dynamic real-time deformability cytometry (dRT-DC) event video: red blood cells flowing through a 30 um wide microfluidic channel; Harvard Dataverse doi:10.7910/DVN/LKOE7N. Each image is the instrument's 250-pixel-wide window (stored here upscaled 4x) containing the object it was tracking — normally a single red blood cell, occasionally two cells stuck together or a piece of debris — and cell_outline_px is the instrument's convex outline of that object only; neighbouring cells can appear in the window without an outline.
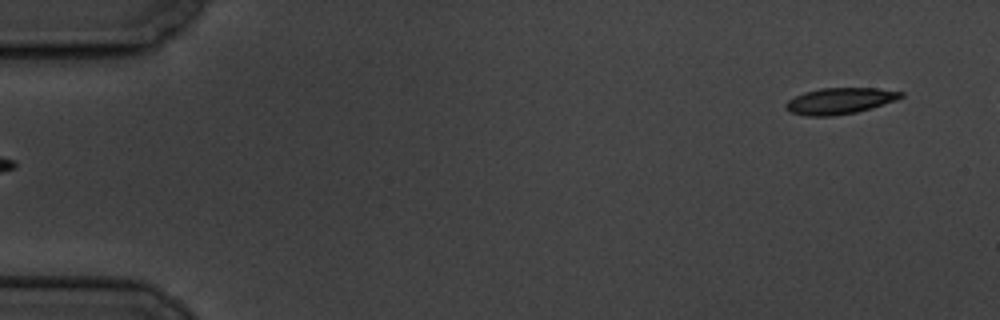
{"species": "common noctule bat (a hibernating species)", "species_latin": "Nyctalus noctula", "temperature_condition": "cold", "stored_images_in_passage": 6, "segment_of_instrument_passage": [2, 2], "camera_frame_rate_fps": 3000, "um_per_image_px": 0.085, "animal": {"sex": "male", "body_mass_g": 19.5, "forearm_length_mm": 54.6}, "frame": {"image": 1, "passage_image": 6, "time_ms": 6.0, "image_size_px": [1000, 320], "cell_outline_px": [[904, 96], [896, 100], [872, 108], [856, 112], [832, 116], [808, 116], [792, 112], [784, 108], [784, 104], [788, 100], [804, 92], [820, 88], [876, 88], [904, 92]], "centroid_in_image_um": [71.39, 8.57], "position_along_channel_um": 13.6, "area_um2": 17.57}}